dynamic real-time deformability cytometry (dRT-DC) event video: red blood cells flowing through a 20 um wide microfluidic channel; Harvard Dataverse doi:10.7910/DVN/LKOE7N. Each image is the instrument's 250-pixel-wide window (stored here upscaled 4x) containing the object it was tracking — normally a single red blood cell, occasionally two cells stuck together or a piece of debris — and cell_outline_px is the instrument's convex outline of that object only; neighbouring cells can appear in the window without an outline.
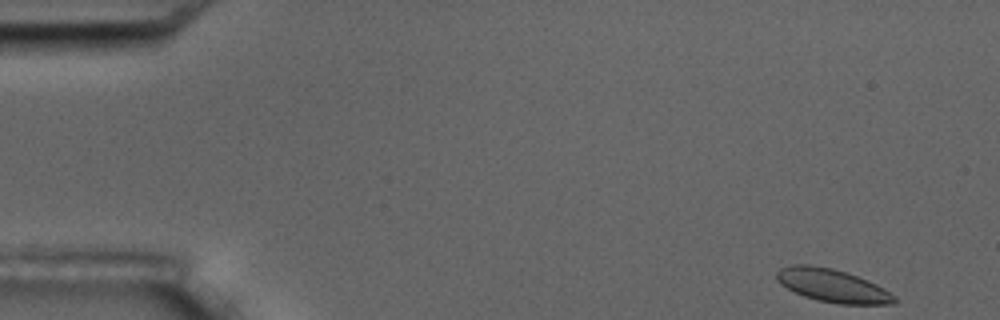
{"species": "common noctule bat (a hibernating species)", "species_latin": "Nyctalus noctula", "temperature_condition": "room temperature", "stored_images_in_passage": 6, "camera_frame_rate_fps": 3000, "um_per_image_px": 0.085, "animal": {"sex": "male", "body_mass_g": 17.5, "forearm_length_mm": 52.3}, "frame": {"image": 1, "passage_image": 1, "time_ms": 0.0, "image_size_px": [1000, 320], "cell_outline_px": [[896, 304], [840, 304], [816, 300], [804, 296], [780, 284], [776, 280], [776, 272], [780, 268], [792, 264], [812, 264], [832, 268], [856, 276], [876, 284], [896, 296]], "centroid_in_image_um": [70.73, 24.27], "position_along_channel_um": 14.3, "area_um2": 22.66}}
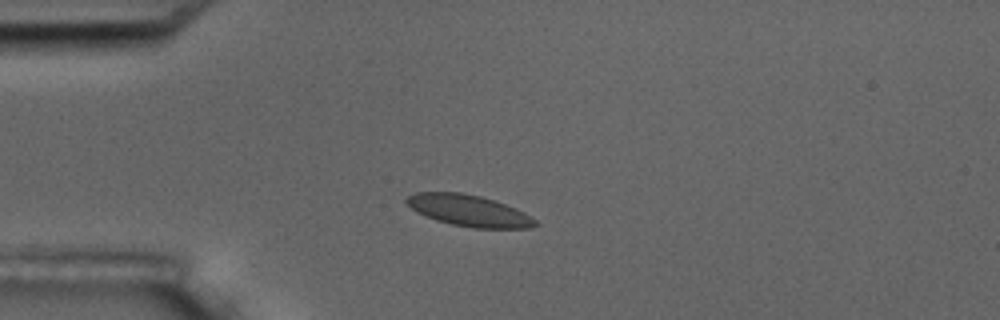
{"frame": {"image": 2, "passage_image": 4, "time_ms": 3.667, "image_size_px": [1000, 320], "cell_outline_px": [[540, 224], [532, 228], [472, 228], [452, 224], [436, 220], [424, 216], [416, 212], [404, 200], [408, 196], [416, 192], [460, 192], [480, 196], [516, 208], [524, 212], [536, 220]], "centroid_in_image_um": [39.86, 17.91], "position_along_channel_um": 45.1, "area_um2": 23.52}}